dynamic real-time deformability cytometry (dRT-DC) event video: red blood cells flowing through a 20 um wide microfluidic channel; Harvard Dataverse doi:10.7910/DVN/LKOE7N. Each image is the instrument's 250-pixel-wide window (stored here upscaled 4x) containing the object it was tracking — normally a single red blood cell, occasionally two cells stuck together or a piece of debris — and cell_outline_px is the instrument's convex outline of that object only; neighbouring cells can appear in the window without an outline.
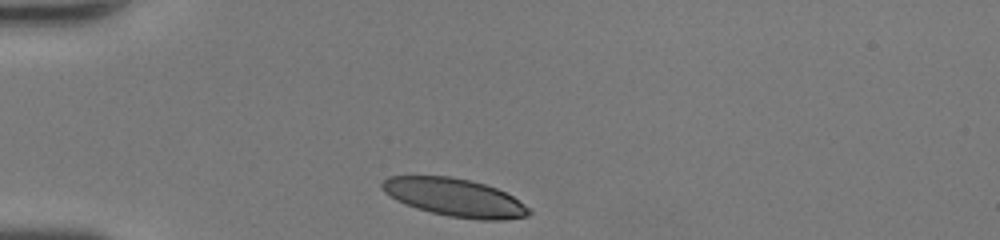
{"species": "human", "species_latin": "Homo sapiens", "temperature_condition": "room temperature", "stored_images_in_passage": 27, "camera_frame_rate_fps": 3000, "um_per_image_px": 0.085, "donor": {"sex": "female"}, "frame": {"image": 1, "passage_image": 1, "time_ms": 0.0, "image_size_px": [1000, 240], "cell_outline_px": [[532, 212], [528, 216], [504, 220], [480, 220], [448, 216], [416, 208], [396, 200], [384, 192], [380, 188], [380, 184], [388, 176], [448, 176], [472, 180], [496, 188], [512, 196], [524, 204]], "centroid_in_image_um": [38.63, 16.78], "position_along_channel_um": 46.4, "area_um2": 32.48}}
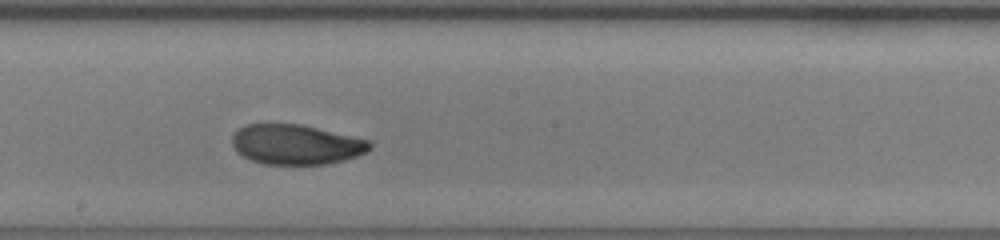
{"frame": {"image": 2, "passage_image": 15, "time_ms": 4.667, "image_size_px": [1000, 240], "cell_outline_px": [[372, 148], [356, 156], [344, 160], [324, 164], [264, 164], [252, 160], [236, 152], [232, 144], [232, 136], [244, 124], [300, 124], [368, 140], [372, 144]], "centroid_in_image_um": [25.13, 12.28], "position_along_channel_um": 223.1, "area_um2": 31.73}}
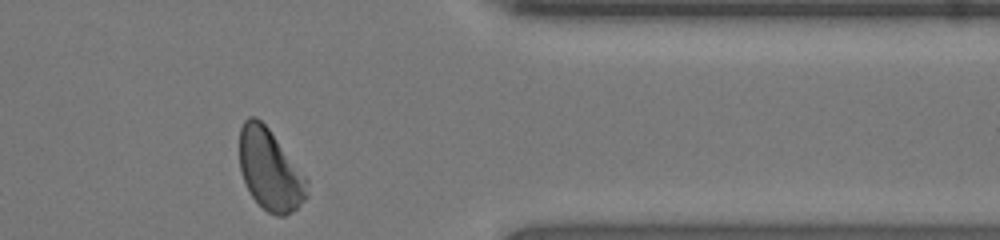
{"frame": {"image": 3, "passage_image": 27, "time_ms": 8.667, "image_size_px": [1000, 240], "cell_outline_px": [[308, 196], [292, 212], [284, 216], [276, 216], [268, 212], [252, 196], [244, 180], [240, 168], [240, 128], [244, 120], [248, 116], [256, 116], [268, 128], [308, 180]], "centroid_in_image_um": [22.95, 14.44], "position_along_channel_um": 388.4, "area_um2": 31.5}, "authors_computed_cell_mechanics": {"area_um2": 32.7726, "velocity_mm_per_s": 4.4332, "shape_relaxation_time_tau1_ms": 4.6718, "shape_relaxation_time_tau2_ms": 0.9329, "deformation_change_tau1": 0.1615, "deformation_change_tau2": 0.0564}}